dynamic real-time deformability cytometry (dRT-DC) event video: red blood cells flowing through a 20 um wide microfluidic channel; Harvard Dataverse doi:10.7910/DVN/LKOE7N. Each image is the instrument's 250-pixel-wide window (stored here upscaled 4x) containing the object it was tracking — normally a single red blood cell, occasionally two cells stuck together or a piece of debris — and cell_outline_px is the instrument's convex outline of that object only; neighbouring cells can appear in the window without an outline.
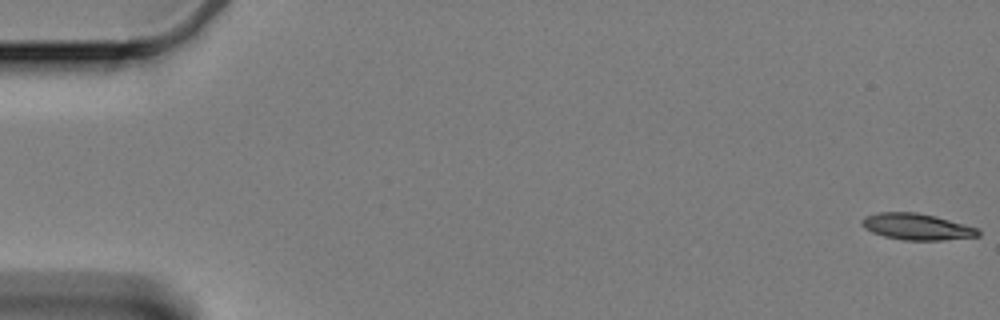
{"species": "Egyptian fruit bat (a non-hibernating species)", "species_latin": "Rousettus aegyptiacus", "temperature_condition": "cold", "stored_images_in_passage": 62, "camera_frame_rate_fps": 3000, "um_per_image_px": 0.085, "animal": {"sex": "female"}, "frame": {"image": 1, "passage_image": 1, "time_ms": 0.0, "image_size_px": [1000, 320], "cell_outline_px": [[980, 236], [940, 240], [904, 240], [884, 236], [872, 232], [864, 228], [860, 224], [860, 220], [864, 216], [880, 212], [916, 212], [936, 216], [976, 228], [980, 232]], "centroid_in_image_um": [77.87, 19.26], "position_along_channel_um": 7.1, "area_um2": 17.8}}
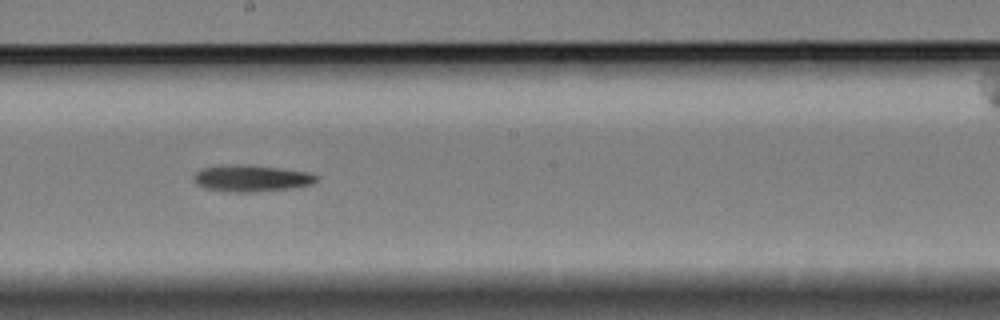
{"frame": {"image": 2, "passage_image": 34, "time_ms": 11.0, "image_size_px": [1000, 320], "cell_outline_px": [[320, 176], [312, 184], [288, 188], [252, 192], [228, 192], [204, 188], [196, 184], [192, 176], [200, 168], [236, 164], [248, 164], [280, 168], [308, 172]], "centroid_in_image_um": [21.33, 15.15], "position_along_channel_um": 226.9, "area_um2": 19.07}}
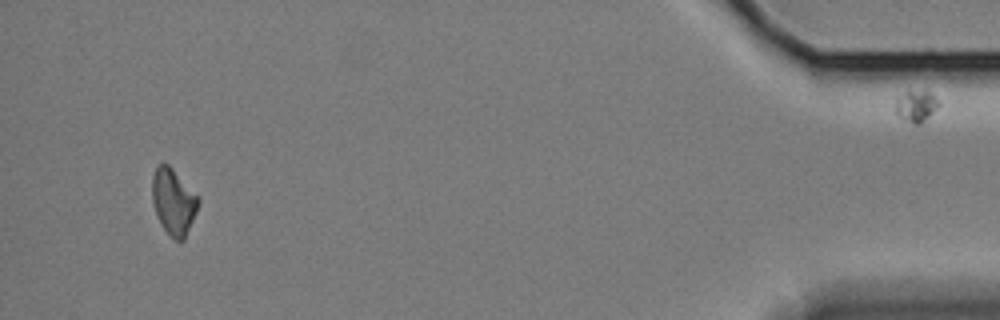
{"frame": {"image": 3, "passage_image": 58, "time_ms": 19.0, "image_size_px": [1000, 320], "cell_outline_px": [[200, 200], [196, 212], [184, 240], [176, 240], [164, 228], [156, 212], [152, 200], [152, 176], [156, 168], [160, 164], [168, 164], [172, 168]], "centroid_in_image_um": [14.74, 17.13], "position_along_channel_um": 420.5, "area_um2": 17.11}}